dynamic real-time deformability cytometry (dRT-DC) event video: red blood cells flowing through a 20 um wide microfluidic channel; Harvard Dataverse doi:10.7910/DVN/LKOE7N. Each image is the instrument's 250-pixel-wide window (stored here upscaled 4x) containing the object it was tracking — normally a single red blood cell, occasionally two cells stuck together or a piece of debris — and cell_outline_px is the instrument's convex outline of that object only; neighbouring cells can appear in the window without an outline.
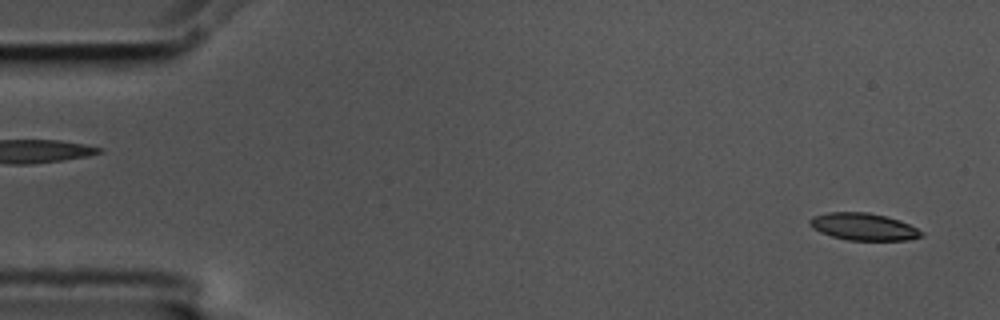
{"species": "common noctule bat (a hibernating species)", "species_latin": "Nyctalus noctula", "temperature_condition": "cold", "stored_images_in_passage": 56, "camera_frame_rate_fps": 3000, "um_per_image_px": 0.085, "animal": {"sex": "male", "body_mass_g": 17.5, "forearm_length_mm": 52.3}, "frame": {"image": 1, "passage_image": 2, "time_ms": 0.333, "image_size_px": [1000, 320], "cell_outline_px": [[924, 236], [908, 240], [848, 240], [832, 236], [820, 232], [812, 228], [808, 224], [808, 220], [812, 216], [828, 212], [868, 212], [888, 216], [900, 220], [924, 232]], "centroid_in_image_um": [73.39, 19.26], "position_along_channel_um": 11.6, "area_um2": 17.86}}
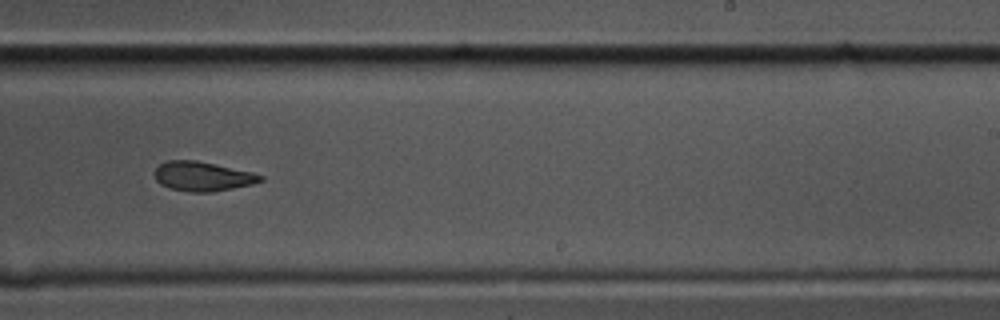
{"frame": {"image": 2, "passage_image": 34, "time_ms": 11.0, "image_size_px": [1000, 320], "cell_outline_px": [[264, 180], [252, 184], [212, 192], [192, 192], [168, 188], [160, 184], [156, 180], [156, 168], [160, 164], [168, 160], [196, 160], [216, 164], [252, 172], [264, 176]], "centroid_in_image_um": [17.23, 14.99], "position_along_channel_um": 271.8, "area_um2": 18.09}}
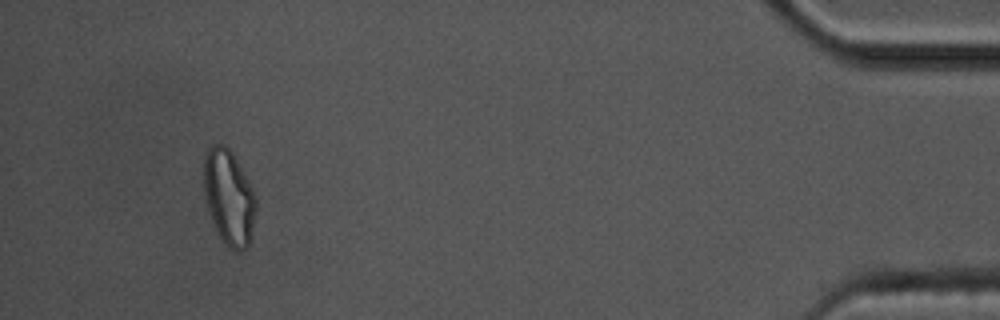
{"frame": {"image": 3, "passage_image": 52, "time_ms": 17.0, "image_size_px": [1000, 320], "cell_outline_px": [[256, 212], [252, 236], [248, 248], [228, 248], [216, 232], [208, 208], [204, 192], [204, 152], [212, 144], [224, 144], [232, 152], [248, 180], [256, 196]], "centroid_in_image_um": [19.46, 16.76], "position_along_channel_um": 415.7, "area_um2": 28.96}, "authors_computed_cell_mechanics": {"area_um2": 18.8717, "velocity_mm_per_s": 3.5593, "shape_relaxation_time_tau1_ms": 5.697, "shape_relaxation_time_tau2_ms": 11.3397, "deformation_change_tau1": 0.1721, "deformation_change_tau2": 0.1787}}